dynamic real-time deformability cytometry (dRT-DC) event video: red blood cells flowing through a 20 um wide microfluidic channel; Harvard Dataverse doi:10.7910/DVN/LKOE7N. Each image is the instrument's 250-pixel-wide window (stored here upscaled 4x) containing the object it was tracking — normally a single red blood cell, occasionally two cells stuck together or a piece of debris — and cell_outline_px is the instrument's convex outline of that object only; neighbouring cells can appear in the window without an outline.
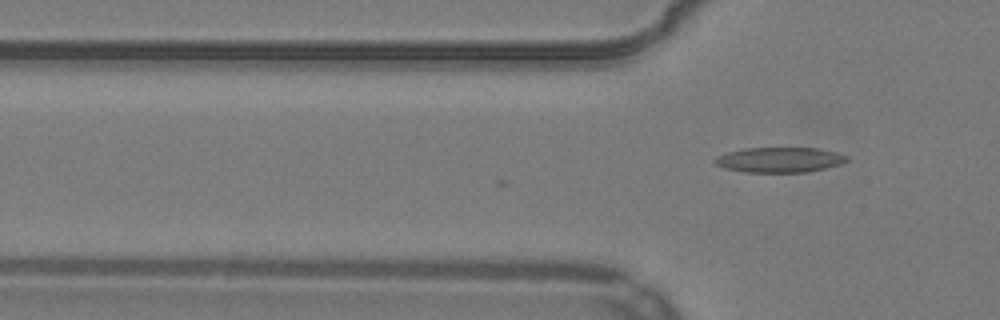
{"species": "common noctule bat (a hibernating species)", "species_latin": "Nyctalus noctula", "temperature_condition": "warm", "stored_images_in_passage": 2, "camera_frame_rate_fps": 3000, "um_per_image_px": 0.085, "animal": {"sex": "male", "body_mass_g": 19.2, "forearm_length_mm": 51.8}, "frame": {"image": 1, "passage_image": 2, "time_ms": 0.333, "image_size_px": [1000, 320], "cell_outline_px": [[848, 160], [840, 164], [808, 172], [744, 172], [724, 168], [716, 164], [712, 160], [716, 156], [728, 152], [744, 148], [820, 148], [836, 152], [848, 156]], "centroid_in_image_um": [66.25, 13.58], "position_along_channel_um": 59.6, "area_um2": 19.36}}